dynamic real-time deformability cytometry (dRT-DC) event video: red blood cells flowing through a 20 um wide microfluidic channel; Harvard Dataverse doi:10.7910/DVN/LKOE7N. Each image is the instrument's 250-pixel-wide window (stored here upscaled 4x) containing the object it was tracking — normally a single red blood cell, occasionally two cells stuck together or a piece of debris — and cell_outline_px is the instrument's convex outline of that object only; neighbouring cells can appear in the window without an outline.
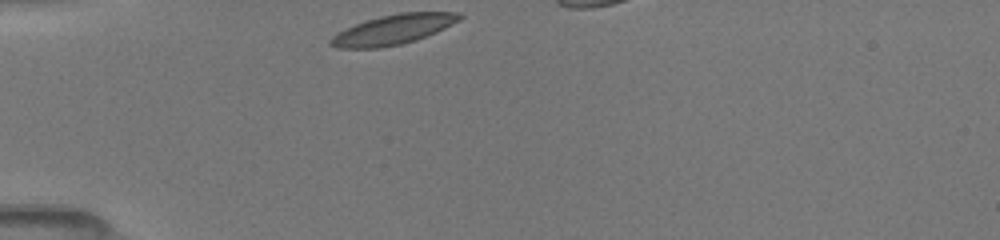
{"species": "common noctule bat (a hibernating species)", "species_latin": "Nyctalus noctula", "temperature_condition": "room temperature", "stored_images_in_passage": 29, "camera_frame_rate_fps": 3000, "um_per_image_px": 0.085, "animal": {"sex": "female", "body_mass_g": 19.5, "forearm_length_mm": 54.1}, "frame": {"image": 1, "passage_image": 1, "time_ms": 0.0, "image_size_px": [1000, 240], "cell_outline_px": [[464, 16], [460, 20], [436, 32], [416, 40], [400, 44], [380, 48], [340, 48], [328, 44], [328, 40], [332, 36], [356, 24], [380, 16], [400, 12], [456, 12]], "centroid_in_image_um": [33.44, 2.51], "position_along_channel_um": 51.6, "area_um2": 22.14}}
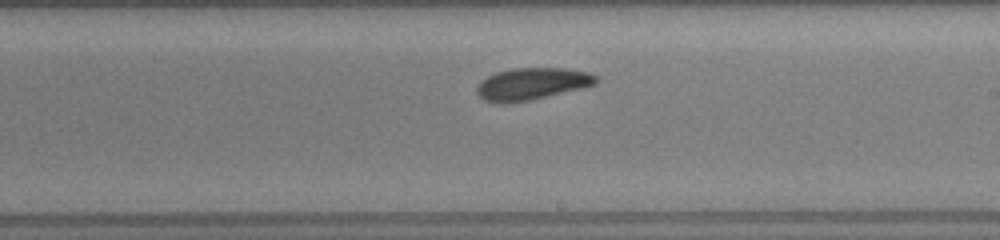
{"frame": {"image": 2, "passage_image": 17, "time_ms": 5.333, "image_size_px": [1000, 240], "cell_outline_px": [[600, 80], [596, 84], [584, 88], [532, 100], [504, 104], [500, 104], [484, 100], [476, 92], [476, 88], [480, 80], [496, 72], [512, 68], [564, 68], [588, 72], [596, 76]], "centroid_in_image_um": [45.22, 7.14], "position_along_channel_um": 243.8, "area_um2": 22.6}}
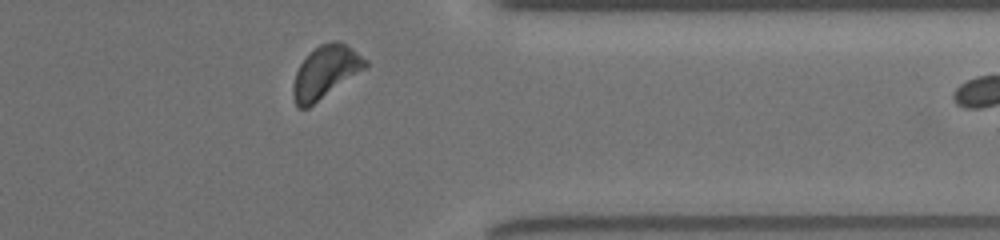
{"frame": {"image": 3, "passage_image": 28, "time_ms": 9.0, "image_size_px": [1000, 240], "cell_outline_px": [[368, 64], [364, 68], [308, 108], [296, 108], [292, 96], [292, 84], [296, 72], [300, 64], [320, 44], [332, 40], [336, 40], [352, 48], [368, 60]], "centroid_in_image_um": [27.63, 6.13], "position_along_channel_um": 383.8, "area_um2": 21.68}}